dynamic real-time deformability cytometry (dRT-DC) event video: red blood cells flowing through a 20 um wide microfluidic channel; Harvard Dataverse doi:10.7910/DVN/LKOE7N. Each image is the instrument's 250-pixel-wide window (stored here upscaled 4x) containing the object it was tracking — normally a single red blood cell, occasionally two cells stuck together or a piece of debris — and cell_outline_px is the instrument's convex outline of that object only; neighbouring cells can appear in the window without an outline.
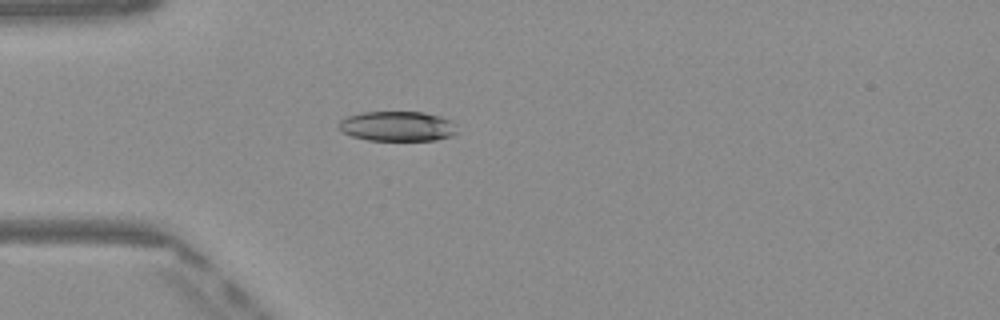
{"species": "Egyptian fruit bat (a non-hibernating species)", "species_latin": "Rousettus aegyptiacus", "temperature_condition": "warm", "stored_images_in_passage": 37, "camera_frame_rate_fps": 3000, "um_per_image_px": 0.085, "frame": {"image": 1, "passage_image": 2, "time_ms": 0.333, "image_size_px": [1000, 320], "cell_outline_px": [[456, 132], [452, 136], [436, 140], [368, 140], [352, 136], [344, 132], [336, 124], [340, 120], [348, 116], [364, 112], [424, 112], [440, 116], [452, 120]], "centroid_in_image_um": [33.78, 10.72], "position_along_channel_um": 51.2, "area_um2": 20.58}}
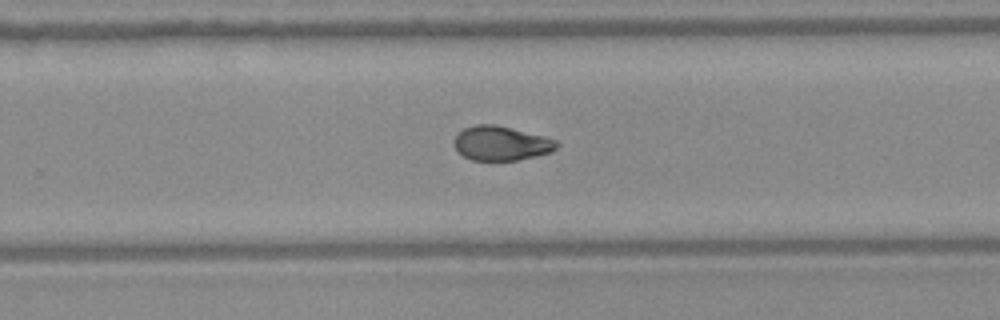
{"frame": {"image": 2, "passage_image": 20, "time_ms": 6.333, "image_size_px": [1000, 320], "cell_outline_px": [[560, 144], [552, 152], [536, 156], [516, 160], [472, 160], [464, 156], [452, 144], [452, 140], [464, 128], [476, 124], [492, 124], [544, 136], [556, 140]], "centroid_in_image_um": [42.59, 12.18], "position_along_channel_um": 287.2, "area_um2": 20.4}}
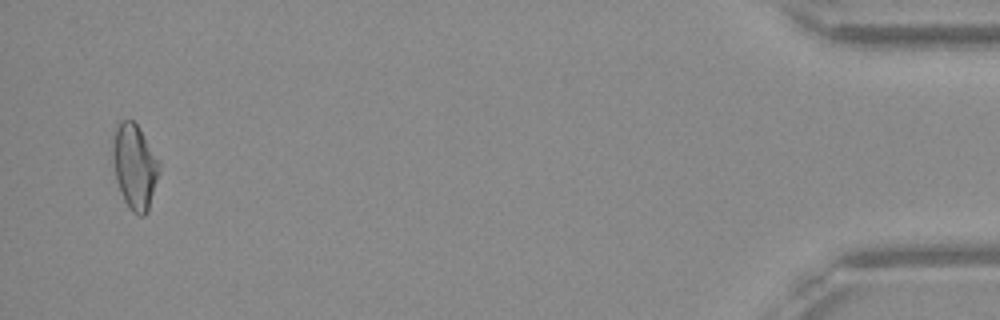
{"frame": {"image": 3, "passage_image": 36, "time_ms": 11.667, "image_size_px": [1000, 320], "cell_outline_px": [[160, 172], [148, 212], [144, 216], [140, 216], [132, 212], [124, 200], [120, 192], [116, 180], [112, 160], [112, 136], [116, 124], [120, 120], [132, 120], [136, 124], [160, 164]], "centroid_in_image_um": [11.42, 14.17], "position_along_channel_um": 423.8, "area_um2": 23.12}, "authors_computed_cell_mechanics": {"area_um2": 21.2126, "velocity_mm_per_s": 4.1013, "shape_relaxation_time_tau1_ms": 8.8783, "shape_relaxation_time_tau2_ms": 3.4865, "deformation_change_tau1": 0.2112, "deformation_change_tau2": 0.0767}}